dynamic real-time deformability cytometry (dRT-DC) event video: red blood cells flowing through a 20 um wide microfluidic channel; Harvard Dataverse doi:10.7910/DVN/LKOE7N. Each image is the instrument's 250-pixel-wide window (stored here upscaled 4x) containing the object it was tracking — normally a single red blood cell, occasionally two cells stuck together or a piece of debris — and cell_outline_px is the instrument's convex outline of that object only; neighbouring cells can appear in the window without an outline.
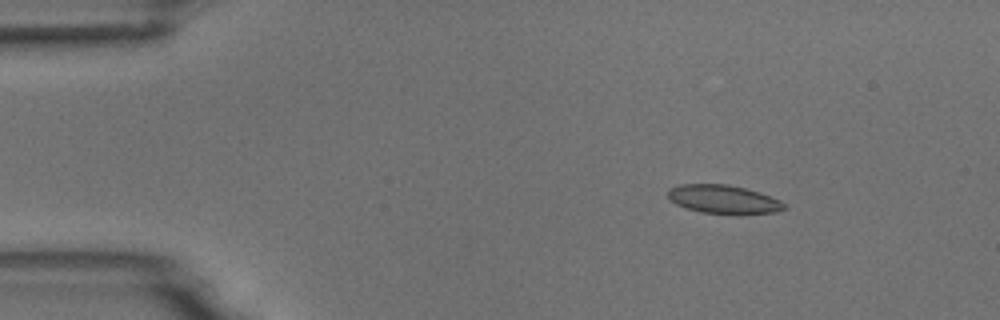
{"species": "common noctule bat (a hibernating species)", "species_latin": "Nyctalus noctula", "temperature_condition": "room temperature", "stored_images_in_passage": 5, "camera_frame_rate_fps": 3000, "um_per_image_px": 0.085, "animal": {"sex": "male", "body_mass_g": 18.8}, "frame": {"image": 1, "passage_image": 3, "time_ms": 2.333, "image_size_px": [1000, 320], "cell_outline_px": [[788, 208], [776, 212], [700, 212], [676, 204], [668, 200], [668, 188], [680, 184], [728, 184], [760, 192], [780, 200], [788, 204]], "centroid_in_image_um": [61.48, 16.9], "position_along_channel_um": 23.5, "area_um2": 18.96}}